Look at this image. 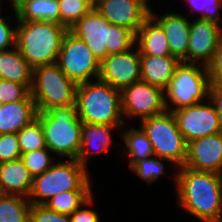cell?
<instances>
[{
    "instance_id": "obj_1",
    "label": "cell",
    "mask_w": 222,
    "mask_h": 222,
    "mask_svg": "<svg viewBox=\"0 0 222 222\" xmlns=\"http://www.w3.org/2000/svg\"><path fill=\"white\" fill-rule=\"evenodd\" d=\"M175 172L171 178L178 206L201 222H222V174L185 166Z\"/></svg>"
},
{
    "instance_id": "obj_2",
    "label": "cell",
    "mask_w": 222,
    "mask_h": 222,
    "mask_svg": "<svg viewBox=\"0 0 222 222\" xmlns=\"http://www.w3.org/2000/svg\"><path fill=\"white\" fill-rule=\"evenodd\" d=\"M15 46L33 67L54 64L68 29L56 22L17 20Z\"/></svg>"
},
{
    "instance_id": "obj_3",
    "label": "cell",
    "mask_w": 222,
    "mask_h": 222,
    "mask_svg": "<svg viewBox=\"0 0 222 222\" xmlns=\"http://www.w3.org/2000/svg\"><path fill=\"white\" fill-rule=\"evenodd\" d=\"M69 31L83 40L101 62L109 54L129 51L136 35L129 29L109 23L93 7Z\"/></svg>"
},
{
    "instance_id": "obj_4",
    "label": "cell",
    "mask_w": 222,
    "mask_h": 222,
    "mask_svg": "<svg viewBox=\"0 0 222 222\" xmlns=\"http://www.w3.org/2000/svg\"><path fill=\"white\" fill-rule=\"evenodd\" d=\"M76 108L84 123L126 125L120 91L99 79L77 85Z\"/></svg>"
},
{
    "instance_id": "obj_5",
    "label": "cell",
    "mask_w": 222,
    "mask_h": 222,
    "mask_svg": "<svg viewBox=\"0 0 222 222\" xmlns=\"http://www.w3.org/2000/svg\"><path fill=\"white\" fill-rule=\"evenodd\" d=\"M37 118L44 130L46 147L60 157L77 159L82 142V121L77 116L76 105L37 112Z\"/></svg>"
},
{
    "instance_id": "obj_6",
    "label": "cell",
    "mask_w": 222,
    "mask_h": 222,
    "mask_svg": "<svg viewBox=\"0 0 222 222\" xmlns=\"http://www.w3.org/2000/svg\"><path fill=\"white\" fill-rule=\"evenodd\" d=\"M86 169L76 159L54 163L42 174L33 177L28 199L32 204L44 205L60 192L69 190H92L93 182Z\"/></svg>"
},
{
    "instance_id": "obj_7",
    "label": "cell",
    "mask_w": 222,
    "mask_h": 222,
    "mask_svg": "<svg viewBox=\"0 0 222 222\" xmlns=\"http://www.w3.org/2000/svg\"><path fill=\"white\" fill-rule=\"evenodd\" d=\"M210 77L207 66L180 62L164 90L167 111L193 106L209 99Z\"/></svg>"
},
{
    "instance_id": "obj_8",
    "label": "cell",
    "mask_w": 222,
    "mask_h": 222,
    "mask_svg": "<svg viewBox=\"0 0 222 222\" xmlns=\"http://www.w3.org/2000/svg\"><path fill=\"white\" fill-rule=\"evenodd\" d=\"M77 84L56 63L33 68L31 96L37 112L76 105Z\"/></svg>"
},
{
    "instance_id": "obj_9",
    "label": "cell",
    "mask_w": 222,
    "mask_h": 222,
    "mask_svg": "<svg viewBox=\"0 0 222 222\" xmlns=\"http://www.w3.org/2000/svg\"><path fill=\"white\" fill-rule=\"evenodd\" d=\"M140 127L149 138L154 155L171 160L178 168L185 164L187 142L178 128L171 111L151 116L140 121Z\"/></svg>"
},
{
    "instance_id": "obj_10",
    "label": "cell",
    "mask_w": 222,
    "mask_h": 222,
    "mask_svg": "<svg viewBox=\"0 0 222 222\" xmlns=\"http://www.w3.org/2000/svg\"><path fill=\"white\" fill-rule=\"evenodd\" d=\"M56 64L77 85L99 78L100 61L88 45L69 30L62 39Z\"/></svg>"
},
{
    "instance_id": "obj_11",
    "label": "cell",
    "mask_w": 222,
    "mask_h": 222,
    "mask_svg": "<svg viewBox=\"0 0 222 222\" xmlns=\"http://www.w3.org/2000/svg\"><path fill=\"white\" fill-rule=\"evenodd\" d=\"M124 122L127 118H145L166 111L164 90L149 83L138 81L120 91ZM126 119V120H125Z\"/></svg>"
},
{
    "instance_id": "obj_12",
    "label": "cell",
    "mask_w": 222,
    "mask_h": 222,
    "mask_svg": "<svg viewBox=\"0 0 222 222\" xmlns=\"http://www.w3.org/2000/svg\"><path fill=\"white\" fill-rule=\"evenodd\" d=\"M173 114L187 143L222 132L219 114L209 99L206 102L177 109Z\"/></svg>"
},
{
    "instance_id": "obj_13",
    "label": "cell",
    "mask_w": 222,
    "mask_h": 222,
    "mask_svg": "<svg viewBox=\"0 0 222 222\" xmlns=\"http://www.w3.org/2000/svg\"><path fill=\"white\" fill-rule=\"evenodd\" d=\"M222 18H198L190 23L187 63L207 66L222 40ZM221 25V26H220Z\"/></svg>"
},
{
    "instance_id": "obj_14",
    "label": "cell",
    "mask_w": 222,
    "mask_h": 222,
    "mask_svg": "<svg viewBox=\"0 0 222 222\" xmlns=\"http://www.w3.org/2000/svg\"><path fill=\"white\" fill-rule=\"evenodd\" d=\"M127 52L109 54L100 62L99 80L121 91L141 80V54L137 47Z\"/></svg>"
},
{
    "instance_id": "obj_15",
    "label": "cell",
    "mask_w": 222,
    "mask_h": 222,
    "mask_svg": "<svg viewBox=\"0 0 222 222\" xmlns=\"http://www.w3.org/2000/svg\"><path fill=\"white\" fill-rule=\"evenodd\" d=\"M150 0H95L94 8L109 23L131 30L135 35L150 15Z\"/></svg>"
},
{
    "instance_id": "obj_16",
    "label": "cell",
    "mask_w": 222,
    "mask_h": 222,
    "mask_svg": "<svg viewBox=\"0 0 222 222\" xmlns=\"http://www.w3.org/2000/svg\"><path fill=\"white\" fill-rule=\"evenodd\" d=\"M184 166L222 174V132L188 142Z\"/></svg>"
},
{
    "instance_id": "obj_17",
    "label": "cell",
    "mask_w": 222,
    "mask_h": 222,
    "mask_svg": "<svg viewBox=\"0 0 222 222\" xmlns=\"http://www.w3.org/2000/svg\"><path fill=\"white\" fill-rule=\"evenodd\" d=\"M150 15L163 28L170 50V54L181 62L187 63V49L190 34V23L188 17L178 12H168L159 16L152 8Z\"/></svg>"
},
{
    "instance_id": "obj_18",
    "label": "cell",
    "mask_w": 222,
    "mask_h": 222,
    "mask_svg": "<svg viewBox=\"0 0 222 222\" xmlns=\"http://www.w3.org/2000/svg\"><path fill=\"white\" fill-rule=\"evenodd\" d=\"M123 127L125 128V125H106L82 122V142L76 160L88 169L87 164L91 160L90 157L93 156V153L107 152L108 149L111 148V145H113V131L117 132L122 130Z\"/></svg>"
},
{
    "instance_id": "obj_19",
    "label": "cell",
    "mask_w": 222,
    "mask_h": 222,
    "mask_svg": "<svg viewBox=\"0 0 222 222\" xmlns=\"http://www.w3.org/2000/svg\"><path fill=\"white\" fill-rule=\"evenodd\" d=\"M33 176L21 159L0 163V194L29 197Z\"/></svg>"
},
{
    "instance_id": "obj_20",
    "label": "cell",
    "mask_w": 222,
    "mask_h": 222,
    "mask_svg": "<svg viewBox=\"0 0 222 222\" xmlns=\"http://www.w3.org/2000/svg\"><path fill=\"white\" fill-rule=\"evenodd\" d=\"M37 118L33 99H23L0 106V134L18 133Z\"/></svg>"
},
{
    "instance_id": "obj_21",
    "label": "cell",
    "mask_w": 222,
    "mask_h": 222,
    "mask_svg": "<svg viewBox=\"0 0 222 222\" xmlns=\"http://www.w3.org/2000/svg\"><path fill=\"white\" fill-rule=\"evenodd\" d=\"M135 45L141 56H170L166 34L161 25L149 15L136 33ZM138 45V46H137Z\"/></svg>"
},
{
    "instance_id": "obj_22",
    "label": "cell",
    "mask_w": 222,
    "mask_h": 222,
    "mask_svg": "<svg viewBox=\"0 0 222 222\" xmlns=\"http://www.w3.org/2000/svg\"><path fill=\"white\" fill-rule=\"evenodd\" d=\"M180 60L170 56H141V81L165 90Z\"/></svg>"
},
{
    "instance_id": "obj_23",
    "label": "cell",
    "mask_w": 222,
    "mask_h": 222,
    "mask_svg": "<svg viewBox=\"0 0 222 222\" xmlns=\"http://www.w3.org/2000/svg\"><path fill=\"white\" fill-rule=\"evenodd\" d=\"M0 79L26 85L33 83V67L22 57L16 46L0 51Z\"/></svg>"
},
{
    "instance_id": "obj_24",
    "label": "cell",
    "mask_w": 222,
    "mask_h": 222,
    "mask_svg": "<svg viewBox=\"0 0 222 222\" xmlns=\"http://www.w3.org/2000/svg\"><path fill=\"white\" fill-rule=\"evenodd\" d=\"M121 131L123 132H121L120 135L125 144V146L122 145L125 147L123 151H126L125 154L129 157V169L136 162L154 155L152 144L141 127H139V129L131 128L129 130L122 128Z\"/></svg>"
},
{
    "instance_id": "obj_25",
    "label": "cell",
    "mask_w": 222,
    "mask_h": 222,
    "mask_svg": "<svg viewBox=\"0 0 222 222\" xmlns=\"http://www.w3.org/2000/svg\"><path fill=\"white\" fill-rule=\"evenodd\" d=\"M17 20L60 23L58 0H28L17 10Z\"/></svg>"
},
{
    "instance_id": "obj_26",
    "label": "cell",
    "mask_w": 222,
    "mask_h": 222,
    "mask_svg": "<svg viewBox=\"0 0 222 222\" xmlns=\"http://www.w3.org/2000/svg\"><path fill=\"white\" fill-rule=\"evenodd\" d=\"M31 205L24 196L0 194V222H29Z\"/></svg>"
},
{
    "instance_id": "obj_27",
    "label": "cell",
    "mask_w": 222,
    "mask_h": 222,
    "mask_svg": "<svg viewBox=\"0 0 222 222\" xmlns=\"http://www.w3.org/2000/svg\"><path fill=\"white\" fill-rule=\"evenodd\" d=\"M92 192V190L60 192L49 199L44 205L50 210L70 216L93 196Z\"/></svg>"
},
{
    "instance_id": "obj_28",
    "label": "cell",
    "mask_w": 222,
    "mask_h": 222,
    "mask_svg": "<svg viewBox=\"0 0 222 222\" xmlns=\"http://www.w3.org/2000/svg\"><path fill=\"white\" fill-rule=\"evenodd\" d=\"M173 164L175 169L178 167L171 160H164L160 157L153 155L151 157L145 158L136 162L130 170L137 175L140 180L146 181V184H152L153 182L158 181L160 176L168 175L165 172V164L166 162ZM164 162V163H163Z\"/></svg>"
},
{
    "instance_id": "obj_29",
    "label": "cell",
    "mask_w": 222,
    "mask_h": 222,
    "mask_svg": "<svg viewBox=\"0 0 222 222\" xmlns=\"http://www.w3.org/2000/svg\"><path fill=\"white\" fill-rule=\"evenodd\" d=\"M17 137L21 154L46 148L44 130L38 118L24 126L17 133Z\"/></svg>"
},
{
    "instance_id": "obj_30",
    "label": "cell",
    "mask_w": 222,
    "mask_h": 222,
    "mask_svg": "<svg viewBox=\"0 0 222 222\" xmlns=\"http://www.w3.org/2000/svg\"><path fill=\"white\" fill-rule=\"evenodd\" d=\"M58 4L60 24L68 30L94 7L89 0H58Z\"/></svg>"
},
{
    "instance_id": "obj_31",
    "label": "cell",
    "mask_w": 222,
    "mask_h": 222,
    "mask_svg": "<svg viewBox=\"0 0 222 222\" xmlns=\"http://www.w3.org/2000/svg\"><path fill=\"white\" fill-rule=\"evenodd\" d=\"M49 153L52 152L46 147L23 153L21 154L20 159L29 170V173L34 177L42 174L54 164L55 158Z\"/></svg>"
},
{
    "instance_id": "obj_32",
    "label": "cell",
    "mask_w": 222,
    "mask_h": 222,
    "mask_svg": "<svg viewBox=\"0 0 222 222\" xmlns=\"http://www.w3.org/2000/svg\"><path fill=\"white\" fill-rule=\"evenodd\" d=\"M33 99L31 90L23 84L0 79V104Z\"/></svg>"
},
{
    "instance_id": "obj_33",
    "label": "cell",
    "mask_w": 222,
    "mask_h": 222,
    "mask_svg": "<svg viewBox=\"0 0 222 222\" xmlns=\"http://www.w3.org/2000/svg\"><path fill=\"white\" fill-rule=\"evenodd\" d=\"M17 133L0 134V163L20 159Z\"/></svg>"
},
{
    "instance_id": "obj_34",
    "label": "cell",
    "mask_w": 222,
    "mask_h": 222,
    "mask_svg": "<svg viewBox=\"0 0 222 222\" xmlns=\"http://www.w3.org/2000/svg\"><path fill=\"white\" fill-rule=\"evenodd\" d=\"M29 222H72L69 215L48 209L45 205L32 204Z\"/></svg>"
},
{
    "instance_id": "obj_35",
    "label": "cell",
    "mask_w": 222,
    "mask_h": 222,
    "mask_svg": "<svg viewBox=\"0 0 222 222\" xmlns=\"http://www.w3.org/2000/svg\"><path fill=\"white\" fill-rule=\"evenodd\" d=\"M188 6L191 8L190 13L199 11L198 18H222L219 12L222 10V0H191Z\"/></svg>"
},
{
    "instance_id": "obj_36",
    "label": "cell",
    "mask_w": 222,
    "mask_h": 222,
    "mask_svg": "<svg viewBox=\"0 0 222 222\" xmlns=\"http://www.w3.org/2000/svg\"><path fill=\"white\" fill-rule=\"evenodd\" d=\"M10 21V18L0 19V51H5L15 46L16 25L12 27Z\"/></svg>"
},
{
    "instance_id": "obj_37",
    "label": "cell",
    "mask_w": 222,
    "mask_h": 222,
    "mask_svg": "<svg viewBox=\"0 0 222 222\" xmlns=\"http://www.w3.org/2000/svg\"><path fill=\"white\" fill-rule=\"evenodd\" d=\"M93 199L94 197L92 196L86 203H84V207L81 206L70 215L72 222H101L100 216L98 212H96V209L94 210L93 208L92 210V208H89L91 206L93 207V204L95 203V200Z\"/></svg>"
},
{
    "instance_id": "obj_38",
    "label": "cell",
    "mask_w": 222,
    "mask_h": 222,
    "mask_svg": "<svg viewBox=\"0 0 222 222\" xmlns=\"http://www.w3.org/2000/svg\"><path fill=\"white\" fill-rule=\"evenodd\" d=\"M210 83L222 84V40L220 41L212 61L207 65Z\"/></svg>"
},
{
    "instance_id": "obj_39",
    "label": "cell",
    "mask_w": 222,
    "mask_h": 222,
    "mask_svg": "<svg viewBox=\"0 0 222 222\" xmlns=\"http://www.w3.org/2000/svg\"><path fill=\"white\" fill-rule=\"evenodd\" d=\"M209 100L215 106V109L222 122V84L211 83L209 89Z\"/></svg>"
},
{
    "instance_id": "obj_40",
    "label": "cell",
    "mask_w": 222,
    "mask_h": 222,
    "mask_svg": "<svg viewBox=\"0 0 222 222\" xmlns=\"http://www.w3.org/2000/svg\"><path fill=\"white\" fill-rule=\"evenodd\" d=\"M11 1V9L12 11H16L21 5H23L28 0H10Z\"/></svg>"
},
{
    "instance_id": "obj_41",
    "label": "cell",
    "mask_w": 222,
    "mask_h": 222,
    "mask_svg": "<svg viewBox=\"0 0 222 222\" xmlns=\"http://www.w3.org/2000/svg\"><path fill=\"white\" fill-rule=\"evenodd\" d=\"M1 1H2V0H0V10H1V8H2V7H1ZM0 13H1V11H0ZM0 15H1V14H0ZM3 18H9V17H8V16H7V17H6V16H5V17H1V16H0V19H3Z\"/></svg>"
},
{
    "instance_id": "obj_42",
    "label": "cell",
    "mask_w": 222,
    "mask_h": 222,
    "mask_svg": "<svg viewBox=\"0 0 222 222\" xmlns=\"http://www.w3.org/2000/svg\"><path fill=\"white\" fill-rule=\"evenodd\" d=\"M89 1L94 5L95 0H89Z\"/></svg>"
}]
</instances>
